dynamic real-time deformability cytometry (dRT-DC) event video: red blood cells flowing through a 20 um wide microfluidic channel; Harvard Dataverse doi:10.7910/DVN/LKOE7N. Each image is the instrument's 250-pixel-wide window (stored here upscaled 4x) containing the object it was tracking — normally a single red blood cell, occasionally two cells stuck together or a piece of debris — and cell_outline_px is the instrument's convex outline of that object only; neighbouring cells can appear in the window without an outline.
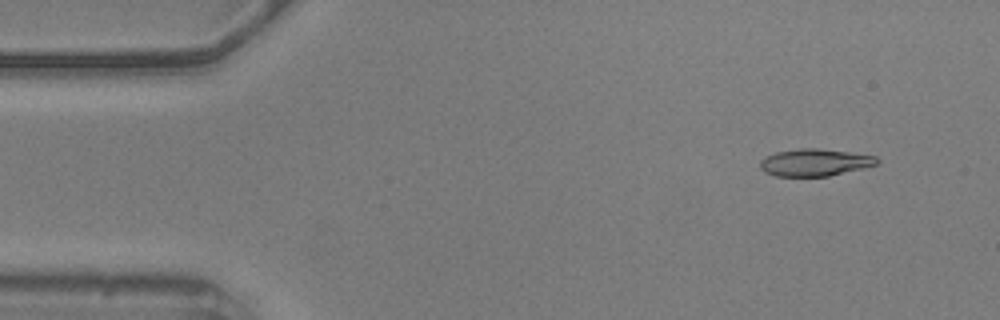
{"species": "common noctule bat (a hibernating species)", "species_latin": "Nyctalus noctula", "temperature_condition": "warm", "stored_images_in_passage": 56, "camera_frame_rate_fps": 3000, "um_per_image_px": 0.085, "animal": {"sex": "male", "body_mass_g": 20.5, "forearm_length_mm": 52.5}, "frame": {"image": 1, "passage_image": 5, "time_ms": 1.333, "image_size_px": [1000, 320], "cell_outline_px": [[880, 160], [876, 164], [864, 168], [828, 176], [776, 176], [764, 172], [760, 168], [760, 160], [764, 156], [776, 152], [800, 148], [816, 148], [848, 152], [876, 156]], "centroid_in_image_um": [69.22, 13.81], "position_along_channel_um": 15.8, "area_um2": 18.5}}
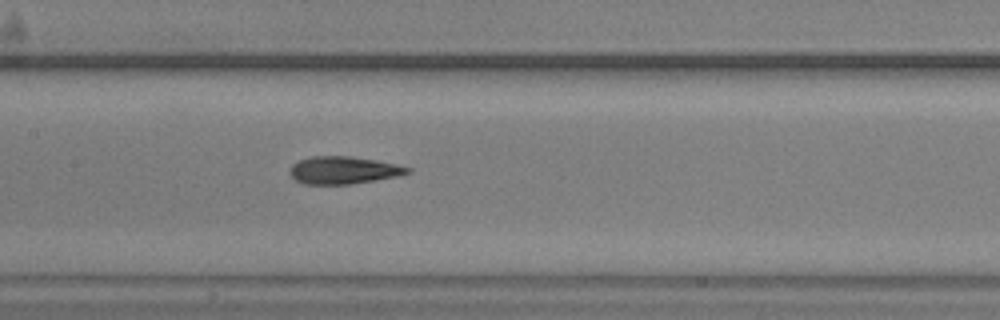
{"frame": {"image": 2, "passage_image": 26, "time_ms": 8.333, "image_size_px": [1000, 320], "cell_outline_px": [[412, 172], [396, 176], [376, 180], [348, 184], [304, 184], [296, 180], [288, 172], [292, 164], [300, 160], [312, 156], [348, 156], [376, 160], [396, 164], [412, 168]], "centroid_in_image_um": [29.19, 14.46], "position_along_channel_um": 178.2, "area_um2": 18.79}}
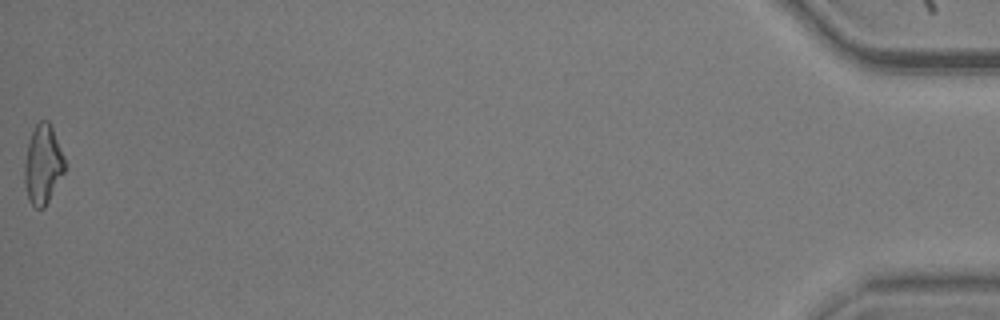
{"frame": {"image": 3, "passage_image": 56, "time_ms": 18.333, "image_size_px": [1000, 320], "cell_outline_px": [[64, 172], [44, 208], [36, 208], [28, 200], [24, 184], [24, 160], [28, 140], [36, 124], [40, 120], [48, 120], [52, 128], [64, 156]], "centroid_in_image_um": [3.61, 13.98], "position_along_channel_um": 431.6, "area_um2": 18.5}, "authors_computed_cell_mechanics": {"area_um2": 18.6983, "velocity_mm_per_s": 3.5975, "shape_relaxation_time_tau1_ms": null, "shape_relaxation_time_tau2_ms": 2.355, "deformation_change_tau1": null, "deformation_change_tau2": 0.1148}}